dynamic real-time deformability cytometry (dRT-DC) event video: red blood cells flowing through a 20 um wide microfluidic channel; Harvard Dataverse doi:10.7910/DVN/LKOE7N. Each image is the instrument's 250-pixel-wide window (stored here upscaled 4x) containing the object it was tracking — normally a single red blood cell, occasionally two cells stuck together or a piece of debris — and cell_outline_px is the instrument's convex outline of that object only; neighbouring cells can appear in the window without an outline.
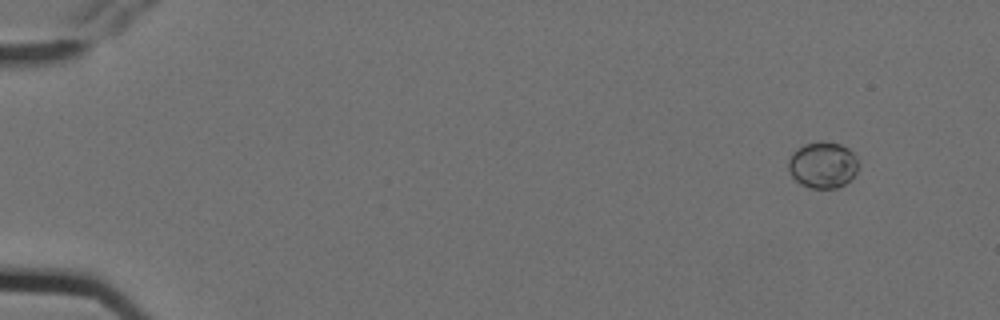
{"species": "Egyptian fruit bat (a non-hibernating species)", "species_latin": "Rousettus aegyptiacus", "temperature_condition": "cold", "stored_images_in_passage": 4, "camera_frame_rate_fps": 3000, "um_per_image_px": 0.085, "animal": {"sex": "female"}, "frame": {"image": 1, "passage_image": 1, "time_ms": 0.0, "image_size_px": [1000, 320], "cell_outline_px": [[856, 172], [844, 184], [836, 188], [812, 188], [800, 184], [788, 172], [788, 160], [792, 152], [804, 144], [820, 140], [840, 144], [848, 148], [856, 156]], "centroid_in_image_um": [69.89, 14.0], "position_along_channel_um": 15.1, "area_um2": 18.84}}
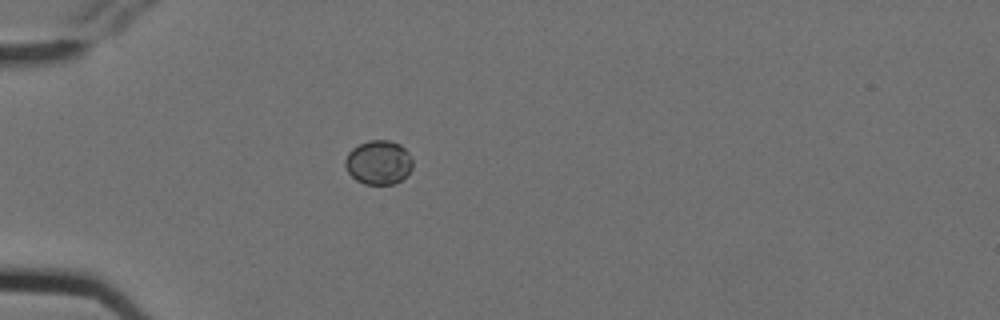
{"frame": {"image": 2, "passage_image": 4, "time_ms": 1.0, "image_size_px": [1000, 320], "cell_outline_px": [[412, 168], [400, 180], [392, 184], [364, 184], [356, 180], [348, 172], [344, 164], [344, 160], [348, 152], [352, 148], [368, 140], [388, 140], [400, 144], [408, 152], [412, 160]], "centroid_in_image_um": [32.15, 13.79], "position_along_channel_um": 52.8, "area_um2": 17.28}}